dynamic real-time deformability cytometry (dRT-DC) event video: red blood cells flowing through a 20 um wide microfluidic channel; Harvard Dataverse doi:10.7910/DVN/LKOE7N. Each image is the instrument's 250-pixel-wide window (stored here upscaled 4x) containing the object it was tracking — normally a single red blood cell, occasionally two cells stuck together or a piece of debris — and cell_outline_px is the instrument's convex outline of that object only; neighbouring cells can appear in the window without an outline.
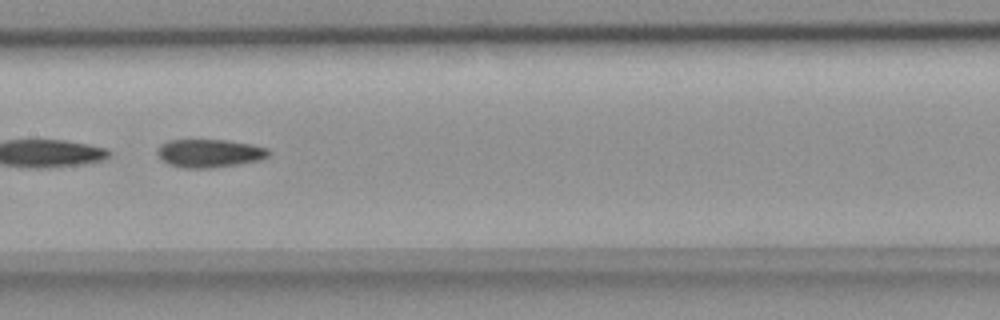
{"species": "common noctule bat (a hibernating species)", "species_latin": "Nyctalus noctula", "temperature_condition": "room temperature", "stored_images_in_passage": 32, "segment_of_instrument_passage": [2, 2], "camera_frame_rate_fps": 3000, "um_per_image_px": 0.085, "animal": {"sex": "female", "body_mass_g": 18.4}, "frame": {"image": 1, "passage_image": 26, "time_ms": 8.333, "image_size_px": [1000, 320], "cell_outline_px": [[272, 152], [268, 156], [260, 160], [240, 164], [212, 168], [184, 168], [168, 164], [156, 152], [156, 148], [160, 144], [168, 140], [228, 140], [252, 144], [268, 148]], "centroid_in_image_um": [17.83, 13.02], "position_along_channel_um": 189.6, "area_um2": 18.5}}